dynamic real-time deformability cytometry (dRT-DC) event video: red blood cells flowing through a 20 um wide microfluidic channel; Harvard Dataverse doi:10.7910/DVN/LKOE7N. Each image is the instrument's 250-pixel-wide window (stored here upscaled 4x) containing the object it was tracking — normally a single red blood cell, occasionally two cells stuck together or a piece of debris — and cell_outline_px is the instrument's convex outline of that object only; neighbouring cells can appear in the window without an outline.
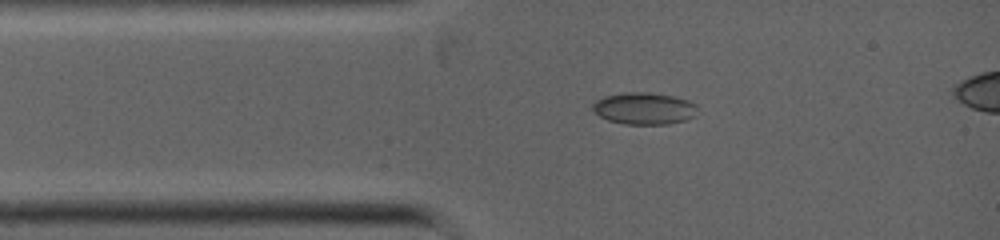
{"species": "common noctule bat (a hibernating species)", "species_latin": "Nyctalus noctula", "temperature_condition": "warm", "stored_images_in_passage": 2, "camera_frame_rate_fps": 5000, "um_per_image_px": 0.085, "animal": {"sex": "female", "body_mass_g": 19.0, "forearm_length_mm": 53.3}, "frame": {"image": 1, "passage_image": 2, "time_ms": 0.2, "image_size_px": [1000, 240], "cell_outline_px": [[696, 116], [684, 120], [668, 124], [624, 124], [608, 120], [600, 116], [592, 108], [592, 104], [596, 100], [604, 96], [628, 92], [648, 92], [672, 96], [688, 100], [696, 104]], "centroid_in_image_um": [54.75, 9.22], "position_along_channel_um": 30.2, "area_um2": 19.42}}